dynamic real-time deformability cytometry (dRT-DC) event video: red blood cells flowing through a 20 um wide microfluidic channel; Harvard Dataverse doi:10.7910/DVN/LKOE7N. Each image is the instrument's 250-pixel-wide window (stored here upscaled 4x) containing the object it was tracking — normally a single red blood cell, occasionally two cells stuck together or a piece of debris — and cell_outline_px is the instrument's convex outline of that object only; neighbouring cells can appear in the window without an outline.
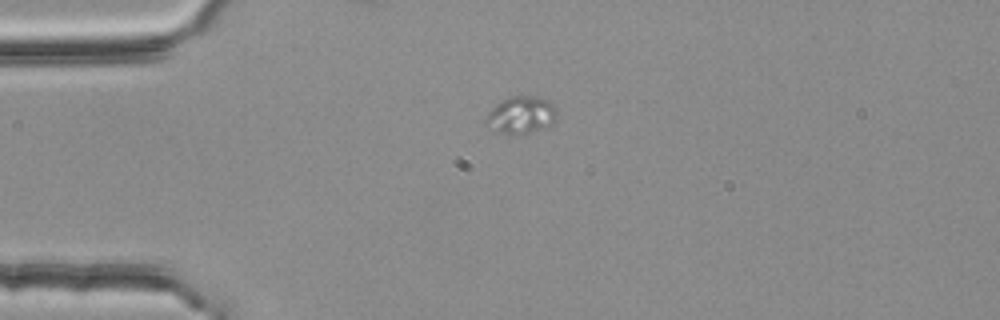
{"species": "common noctule bat (a hibernating species)", "species_latin": "Nyctalus noctula", "temperature_condition": "room temperature", "stored_images_in_passage": 1, "camera_frame_rate_fps": 3000, "um_per_image_px": 0.085, "animal": {"sex": "female", "body_mass_g": 25.1}, "frame": {"image": 1, "passage_image": 1, "time_ms": 0.0, "image_size_px": [1000, 320], "cell_outline_px": [[556, 116], [548, 124], [540, 128], [524, 132], [496, 132], [484, 128], [484, 120], [488, 112], [496, 104], [508, 96], [532, 96], [548, 100], [556, 108]], "centroid_in_image_um": [44.18, 9.74], "position_along_channel_um": 40.8, "area_um2": 14.97}}